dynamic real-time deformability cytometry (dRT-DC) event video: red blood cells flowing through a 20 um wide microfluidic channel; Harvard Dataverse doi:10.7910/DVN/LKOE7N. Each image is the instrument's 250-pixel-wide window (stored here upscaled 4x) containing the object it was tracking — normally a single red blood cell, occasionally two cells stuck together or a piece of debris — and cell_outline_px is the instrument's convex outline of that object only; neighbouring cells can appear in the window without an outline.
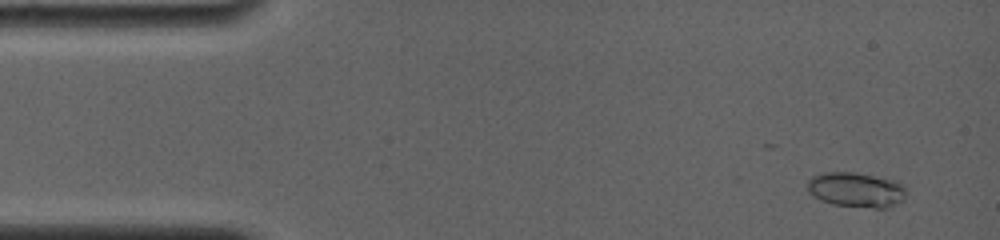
{"species": "common noctule bat (a hibernating species)", "species_latin": "Nyctalus noctula", "temperature_condition": "room temperature", "stored_images_in_passage": 7, "camera_frame_rate_fps": 4000, "um_per_image_px": 0.085, "animal": {"sex": "female", "body_mass_g": 19.0, "forearm_length_mm": 56.7}, "frame": {"image": 1, "passage_image": 2, "time_ms": 0.75, "image_size_px": [1000, 240], "cell_outline_px": [[904, 200], [888, 208], [876, 208], [832, 204], [820, 200], [808, 192], [808, 180], [812, 176], [824, 172], [852, 172], [896, 180], [904, 184]], "centroid_in_image_um": [72.78, 16.13], "position_along_channel_um": 12.2, "area_um2": 20.11}}
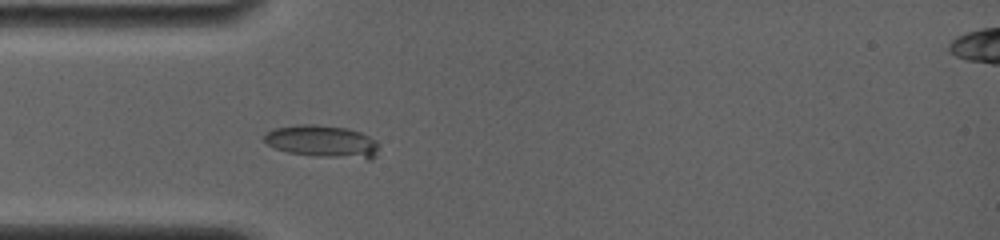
{"frame": {"image": 2, "passage_image": 7, "time_ms": 4.5, "image_size_px": [1000, 240], "cell_outline_px": [[380, 144], [376, 156], [372, 160], [368, 160], [312, 156], [288, 152], [276, 148], [268, 144], [264, 140], [264, 136], [268, 132], [276, 128], [296, 124], [312, 124], [348, 128], [360, 132], [376, 140]], "centroid_in_image_um": [27.48, 12.04], "position_along_channel_um": 57.5, "area_um2": 21.91}}